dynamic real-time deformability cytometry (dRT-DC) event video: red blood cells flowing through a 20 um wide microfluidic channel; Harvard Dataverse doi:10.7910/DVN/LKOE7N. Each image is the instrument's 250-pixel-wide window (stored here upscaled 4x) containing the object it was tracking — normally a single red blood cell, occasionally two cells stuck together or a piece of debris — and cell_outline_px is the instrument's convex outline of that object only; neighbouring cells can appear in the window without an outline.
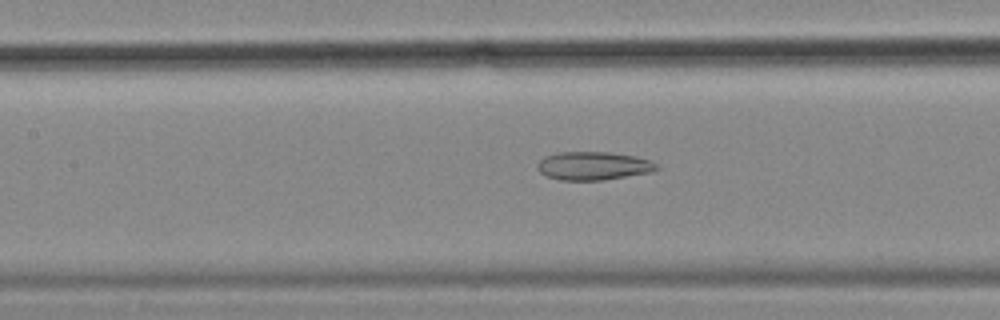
{"species": "common noctule bat (a hibernating species)", "species_latin": "Nyctalus noctula", "temperature_condition": "cold", "stored_images_in_passage": 56, "camera_frame_rate_fps": 3000, "um_per_image_px": 0.085, "animal": {"sex": "female", "body_mass_g": 18.4}, "frame": {"image": 1, "passage_image": 25, "time_ms": 8.0, "image_size_px": [1000, 320], "cell_outline_px": [[660, 168], [652, 172], [604, 180], [560, 180], [548, 176], [540, 172], [536, 168], [536, 164], [544, 156], [556, 152], [608, 152], [636, 156], [652, 160]], "centroid_in_image_um": [50.44, 14.09], "position_along_channel_um": 157.0, "area_um2": 19.88}}
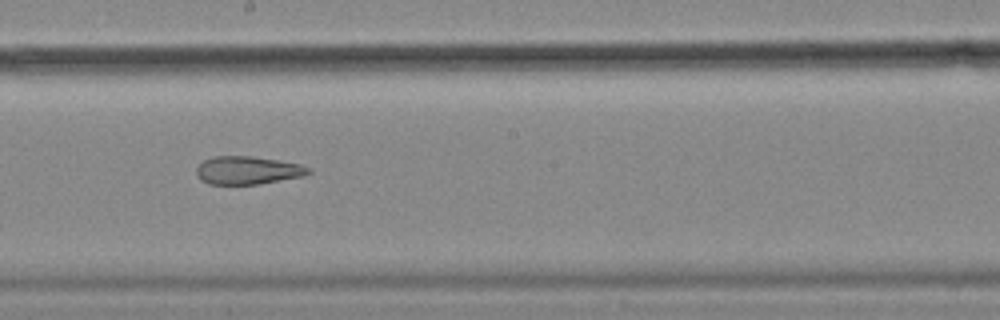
{"frame": {"image": 2, "passage_image": 31, "time_ms": 10.0, "image_size_px": [1000, 320], "cell_outline_px": [[312, 172], [304, 176], [260, 184], [208, 184], [200, 180], [196, 176], [196, 168], [204, 160], [216, 156], [252, 156], [280, 160], [300, 164], [312, 168]], "centroid_in_image_um": [21.08, 14.48], "position_along_channel_um": 227.1, "area_um2": 18.55}}
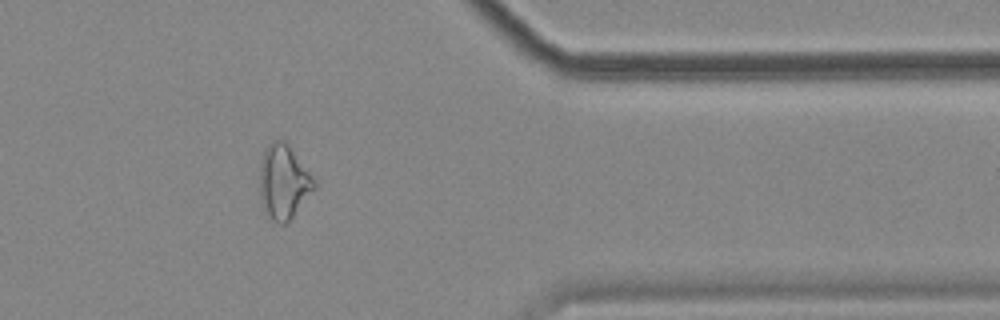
{"frame": {"image": 3, "passage_image": 46, "time_ms": 15.0, "image_size_px": [1000, 320], "cell_outline_px": [[316, 188], [292, 216], [284, 224], [280, 224], [272, 220], [268, 216], [264, 208], [260, 196], [260, 160], [268, 144], [272, 140], [284, 140], [288, 144], [316, 180]], "centroid_in_image_um": [24.11, 15.44], "position_along_channel_um": 387.3, "area_um2": 23.41}, "authors_computed_cell_mechanics": {"area_um2": 24.1315, "velocity_mm_per_s": 3.526, "shape_relaxation_time_tau1_ms": null, "shape_relaxation_time_tau2_ms": 4.6611, "deformation_change_tau1": null, "deformation_change_tau2": 0.1392}}